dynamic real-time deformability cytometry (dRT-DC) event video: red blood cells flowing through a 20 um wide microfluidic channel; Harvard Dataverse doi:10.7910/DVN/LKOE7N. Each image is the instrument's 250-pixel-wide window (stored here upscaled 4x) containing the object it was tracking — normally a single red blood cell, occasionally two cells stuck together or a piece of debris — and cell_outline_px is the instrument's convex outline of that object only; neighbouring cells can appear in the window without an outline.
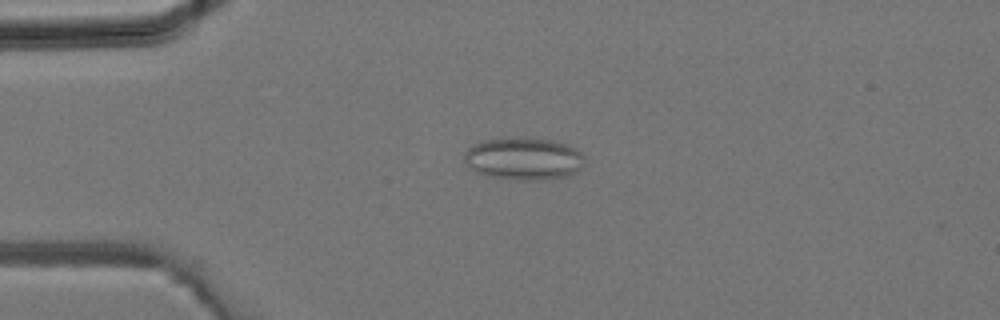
{"species": "common noctule bat (a hibernating species)", "species_latin": "Nyctalus noctula", "temperature_condition": "room temperature", "stored_images_in_passage": 36, "camera_frame_rate_fps": 3000, "um_per_image_px": 0.085, "animal": {"sex": "male", "body_mass_g": 19.2, "forearm_length_mm": 51.8}, "frame": {"image": 1, "passage_image": 9, "time_ms": 2.667, "image_size_px": [1000, 320], "cell_outline_px": [[584, 156], [580, 168], [576, 172], [568, 176], [540, 180], [520, 180], [488, 176], [476, 172], [468, 168], [464, 160], [464, 152], [472, 144], [484, 140], [524, 136], [552, 140], [568, 144], [576, 148]], "centroid_in_image_um": [44.48, 13.47], "position_along_channel_um": 40.5, "area_um2": 30.17}}
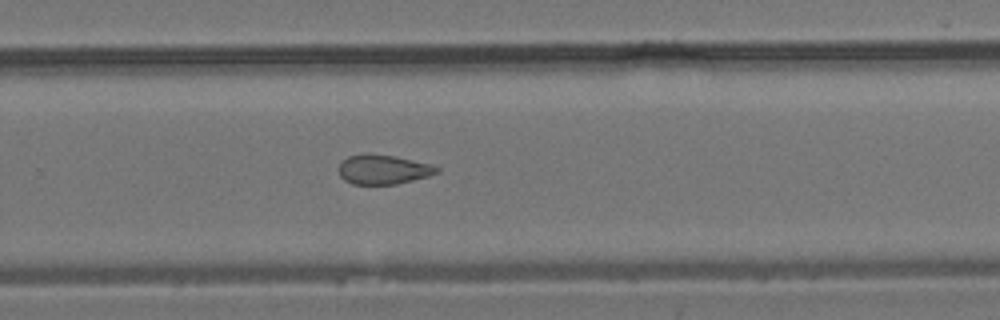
{"frame": {"image": 2, "passage_image": 24, "time_ms": 7.667, "image_size_px": [1000, 320], "cell_outline_px": [[440, 172], [428, 176], [396, 184], [352, 184], [344, 180], [340, 176], [340, 160], [348, 156], [392, 156], [432, 164], [440, 168]], "centroid_in_image_um": [32.6, 14.44], "position_along_channel_um": 297.2, "area_um2": 16.3}}
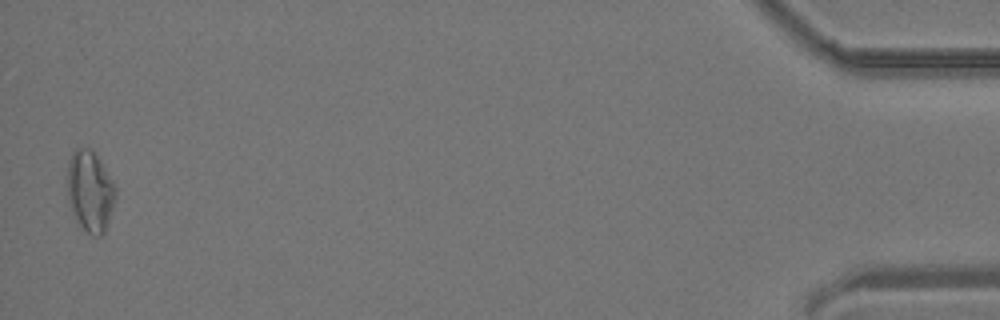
{"frame": {"image": 3, "passage_image": 36, "time_ms": 11.667, "image_size_px": [1000, 320], "cell_outline_px": [[116, 196], [104, 232], [100, 236], [92, 236], [80, 224], [68, 200], [68, 160], [72, 152], [76, 148], [92, 148], [100, 160], [112, 180], [116, 188]], "centroid_in_image_um": [7.66, 16.2], "position_along_channel_um": 427.5, "area_um2": 22.37}}